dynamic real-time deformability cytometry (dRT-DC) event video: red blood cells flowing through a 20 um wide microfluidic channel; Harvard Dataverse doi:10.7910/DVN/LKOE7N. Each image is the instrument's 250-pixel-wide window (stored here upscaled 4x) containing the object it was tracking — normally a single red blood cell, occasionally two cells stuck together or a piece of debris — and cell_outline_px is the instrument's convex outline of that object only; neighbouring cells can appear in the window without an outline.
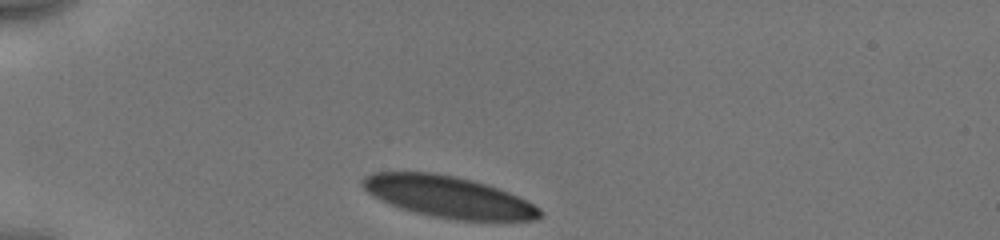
{"species": "human", "species_latin": "Homo sapiens", "temperature_condition": "cold", "stored_images_in_passage": 32, "camera_frame_rate_fps": 3000, "um_per_image_px": 0.085, "donor": {"sex": "male"}, "frame": {"image": 1, "passage_image": 1, "time_ms": 0.0, "image_size_px": [1000, 240], "cell_outline_px": [[544, 212], [536, 220], [456, 220], [432, 216], [416, 212], [380, 200], [372, 196], [360, 184], [360, 180], [364, 176], [372, 172], [432, 172], [456, 176], [472, 180], [508, 192], [540, 208]], "centroid_in_image_um": [38.07, 16.72], "position_along_channel_um": 46.9, "area_um2": 42.48}}
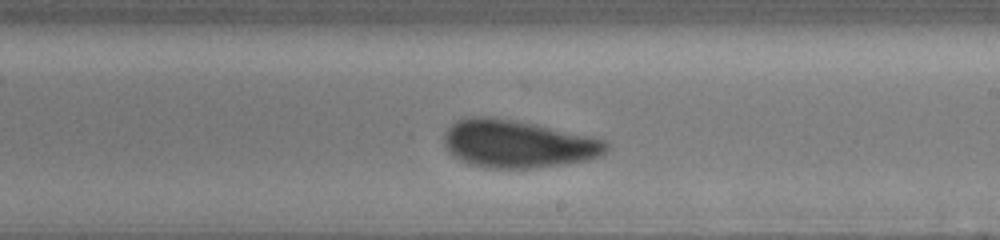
{"frame": {"image": 2, "passage_image": 19, "time_ms": 6.0, "image_size_px": [1000, 240], "cell_outline_px": [[608, 148], [600, 156], [588, 160], [564, 164], [536, 168], [484, 168], [468, 164], [452, 156], [448, 152], [444, 144], [444, 132], [456, 120], [472, 116], [488, 116], [536, 124], [588, 136], [604, 140], [608, 144]], "centroid_in_image_um": [43.95, 12.24], "position_along_channel_um": 245.0, "area_um2": 45.2}}
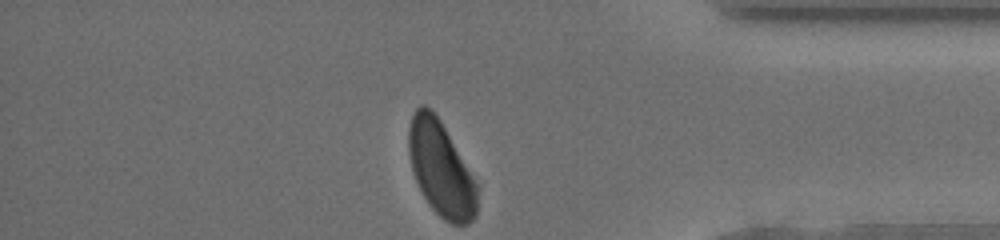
{"frame": {"image": 3, "passage_image": 32, "time_ms": 10.333, "image_size_px": [1000, 240], "cell_outline_px": [[476, 216], [468, 224], [452, 224], [444, 220], [428, 204], [412, 172], [408, 152], [408, 128], [412, 116], [416, 108], [420, 104], [424, 104], [432, 108], [440, 120], [472, 176], [476, 184]], "centroid_in_image_um": [37.43, 14.33], "position_along_channel_um": 397.8, "area_um2": 37.4}, "authors_computed_cell_mechanics": {"area_um2": 44.8817, "velocity_mm_per_s": 3.9207, "shape_relaxation_time_tau1_ms": 4.2151, "shape_relaxation_time_tau2_ms": null, "deformation_change_tau1": 0.1233, "deformation_change_tau2": null}}